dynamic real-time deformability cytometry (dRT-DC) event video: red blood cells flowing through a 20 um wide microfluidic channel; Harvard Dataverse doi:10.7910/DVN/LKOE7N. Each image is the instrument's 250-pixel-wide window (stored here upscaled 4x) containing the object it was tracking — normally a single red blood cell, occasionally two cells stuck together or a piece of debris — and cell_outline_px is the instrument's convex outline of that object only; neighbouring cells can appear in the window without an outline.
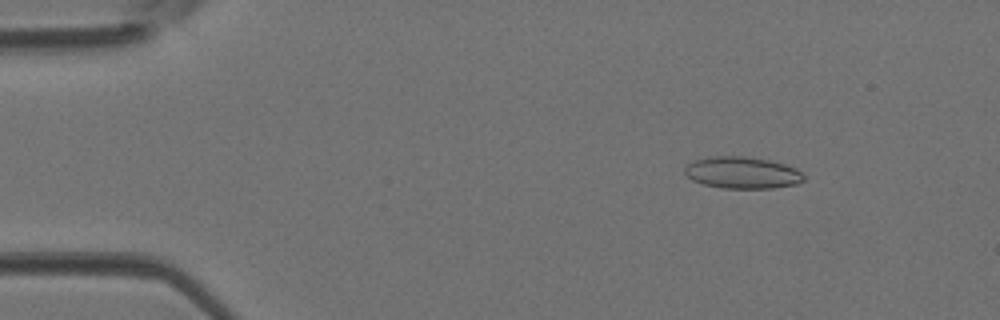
{"species": "Egyptian fruit bat (a non-hibernating species)", "species_latin": "Rousettus aegyptiacus", "temperature_condition": "room temperature", "stored_images_in_passage": 40, "camera_frame_rate_fps": 3000, "um_per_image_px": 0.085, "animal": {"sex": "female"}, "frame": {"image": 1, "passage_image": 2, "time_ms": 0.333, "image_size_px": [1000, 320], "cell_outline_px": [[804, 180], [796, 184], [772, 188], [724, 188], [704, 184], [692, 180], [684, 172], [684, 168], [688, 164], [696, 160], [716, 156], [744, 156], [768, 160], [784, 164], [796, 168], [804, 176]], "centroid_in_image_um": [63.1, 14.68], "position_along_channel_um": 21.9, "area_um2": 21.79}}
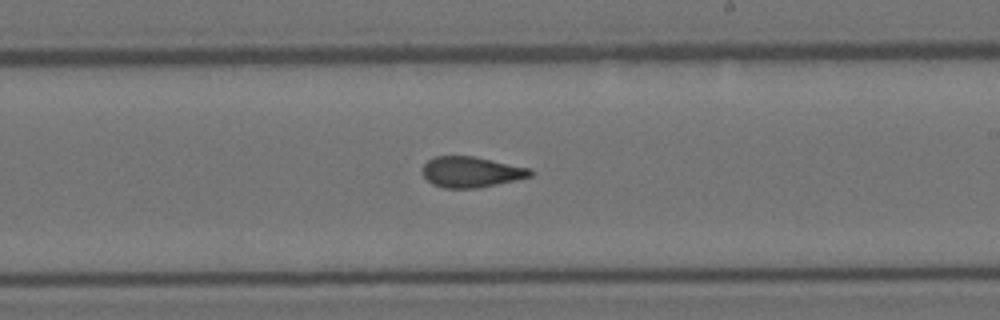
{"frame": {"image": 2, "passage_image": 22, "time_ms": 7.0, "image_size_px": [1000, 320], "cell_outline_px": [[532, 176], [496, 184], [476, 188], [444, 188], [432, 184], [424, 176], [424, 164], [428, 160], [436, 156], [472, 156], [528, 168], [532, 172]], "centroid_in_image_um": [40.02, 14.62], "position_along_channel_um": 249.0, "area_um2": 18.84}}
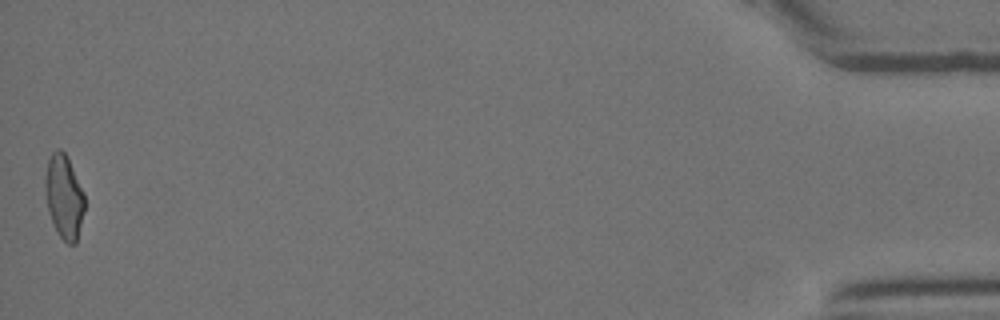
{"frame": {"image": 3, "passage_image": 40, "time_ms": 13.0, "image_size_px": [1000, 320], "cell_outline_px": [[84, 208], [76, 244], [68, 244], [60, 236], [48, 212], [44, 192], [44, 180], [48, 160], [52, 152], [56, 148], [60, 148], [68, 156], [84, 192]], "centroid_in_image_um": [5.43, 16.67], "position_along_channel_um": 429.8, "area_um2": 19.36}}